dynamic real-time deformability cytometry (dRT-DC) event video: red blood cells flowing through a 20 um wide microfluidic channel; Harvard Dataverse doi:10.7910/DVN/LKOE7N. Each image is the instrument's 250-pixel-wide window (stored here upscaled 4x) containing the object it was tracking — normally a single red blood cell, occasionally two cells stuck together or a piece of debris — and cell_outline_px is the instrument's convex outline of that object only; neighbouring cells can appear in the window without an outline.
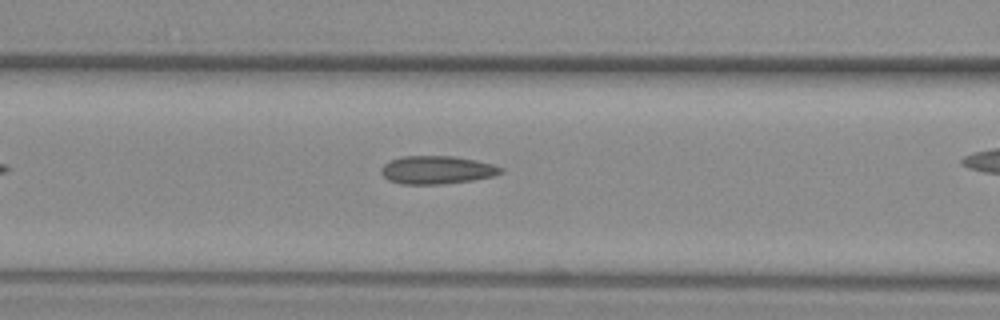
{"species": "common noctule bat (a hibernating species)", "species_latin": "Nyctalus noctula", "temperature_condition": "warm", "stored_images_in_passage": 30, "camera_frame_rate_fps": 3000, "um_per_image_px": 0.085, "animal": {"sex": "female", "body_mass_g": 29.2, "forearm_length_mm": 56.3}, "frame": {"image": 1, "passage_image": 10, "time_ms": 3.0, "image_size_px": [1000, 320], "cell_outline_px": [[504, 172], [492, 176], [472, 180], [444, 184], [400, 184], [388, 180], [380, 172], [380, 168], [384, 164], [392, 160], [404, 156], [452, 156], [476, 160], [492, 164], [504, 168]], "centroid_in_image_um": [37.13, 14.45], "position_along_channel_um": 129.5, "area_um2": 19.59}}
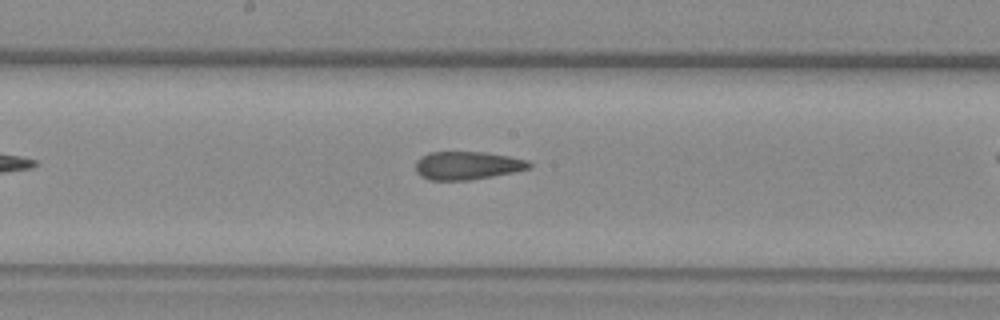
{"frame": {"image": 2, "passage_image": 16, "time_ms": 5.0, "image_size_px": [1000, 320], "cell_outline_px": [[532, 168], [492, 176], [468, 180], [428, 180], [420, 176], [416, 172], [416, 160], [420, 156], [428, 152], [484, 152], [508, 156], [528, 160], [532, 164]], "centroid_in_image_um": [39.69, 14.06], "position_along_channel_um": 208.5, "area_um2": 18.73}}
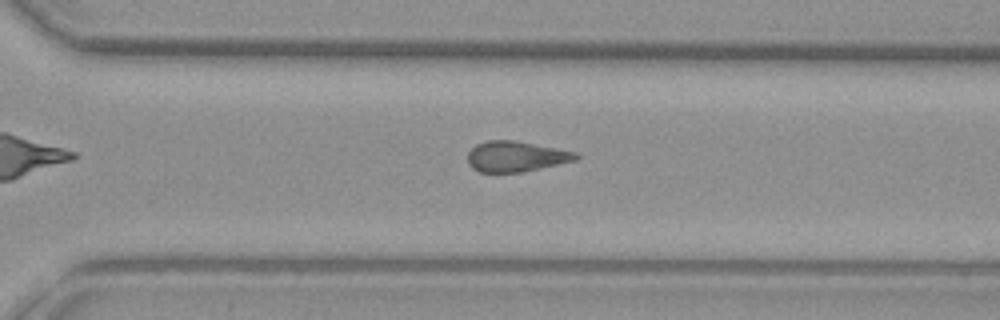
{"frame": {"image": 3, "passage_image": 25, "time_ms": 8.0, "image_size_px": [1000, 320], "cell_outline_px": [[580, 156], [576, 160], [540, 168], [520, 172], [480, 172], [472, 168], [468, 164], [468, 152], [476, 144], [488, 140], [516, 140], [576, 152]], "centroid_in_image_um": [43.83, 13.29], "position_along_channel_um": 326.8, "area_um2": 19.19}}